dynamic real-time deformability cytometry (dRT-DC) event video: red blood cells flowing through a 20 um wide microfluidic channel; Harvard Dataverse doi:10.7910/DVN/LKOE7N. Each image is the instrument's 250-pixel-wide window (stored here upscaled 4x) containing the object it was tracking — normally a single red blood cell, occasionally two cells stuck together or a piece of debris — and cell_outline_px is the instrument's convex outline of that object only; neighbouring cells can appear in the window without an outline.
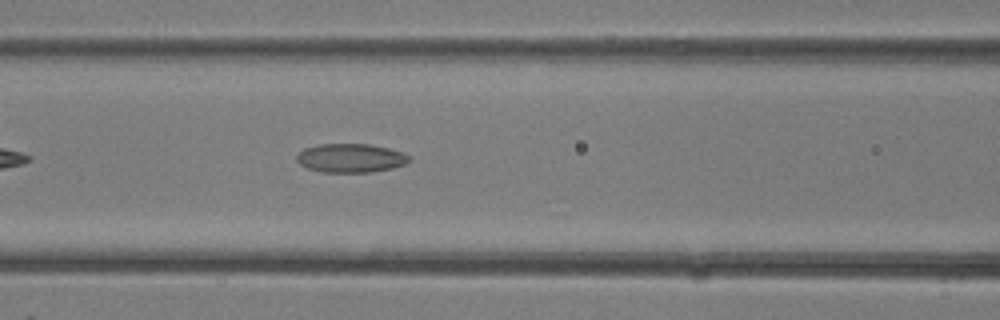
{"species": "common noctule bat (a hibernating species)", "species_latin": "Nyctalus noctula", "temperature_condition": "room temperature", "stored_images_in_passage": 25, "camera_frame_rate_fps": 3000, "um_per_image_px": 0.085, "animal": {"sex": "female"}, "frame": {"image": 1, "passage_image": 10, "time_ms": 3.0, "image_size_px": [1000, 320], "cell_outline_px": [[412, 160], [404, 164], [392, 168], [372, 172], [320, 172], [308, 168], [300, 164], [296, 160], [296, 156], [304, 148], [320, 144], [368, 144], [388, 148], [404, 152]], "centroid_in_image_um": [29.81, 13.43], "position_along_channel_um": 136.8, "area_um2": 18.9}}
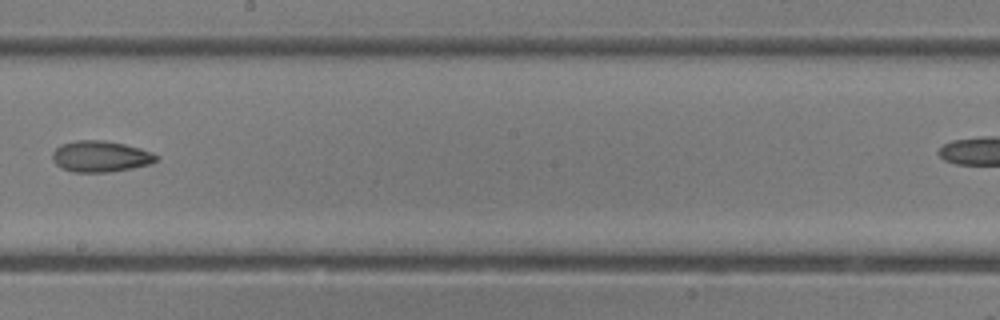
{"frame": {"image": 2, "passage_image": 15, "time_ms": 4.667, "image_size_px": [1000, 320], "cell_outline_px": [[160, 156], [152, 164], [132, 168], [108, 172], [72, 172], [60, 168], [52, 160], [52, 152], [60, 144], [76, 140], [104, 140], [124, 144], [140, 148], [152, 152]], "centroid_in_image_um": [8.53, 13.29], "position_along_channel_um": 239.7, "area_um2": 19.07}}
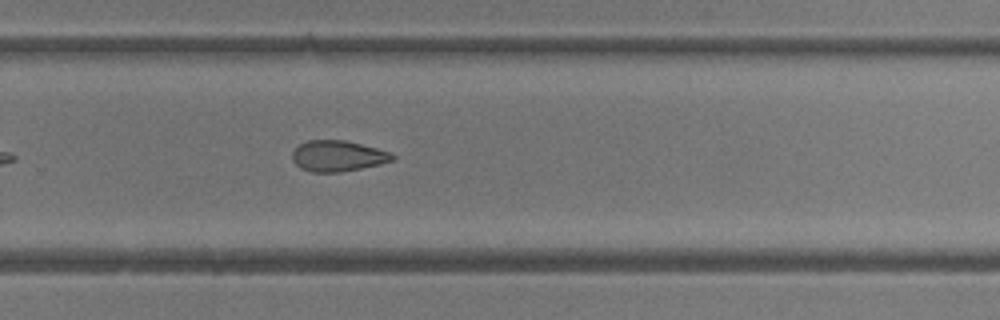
{"frame": {"image": 3, "passage_image": 18, "time_ms": 5.667, "image_size_px": [1000, 320], "cell_outline_px": [[396, 156], [392, 160], [380, 164], [340, 172], [312, 172], [300, 168], [292, 160], [292, 152], [300, 144], [308, 140], [344, 140], [392, 152]], "centroid_in_image_um": [28.7, 13.26], "position_along_channel_um": 301.1, "area_um2": 17.92}}